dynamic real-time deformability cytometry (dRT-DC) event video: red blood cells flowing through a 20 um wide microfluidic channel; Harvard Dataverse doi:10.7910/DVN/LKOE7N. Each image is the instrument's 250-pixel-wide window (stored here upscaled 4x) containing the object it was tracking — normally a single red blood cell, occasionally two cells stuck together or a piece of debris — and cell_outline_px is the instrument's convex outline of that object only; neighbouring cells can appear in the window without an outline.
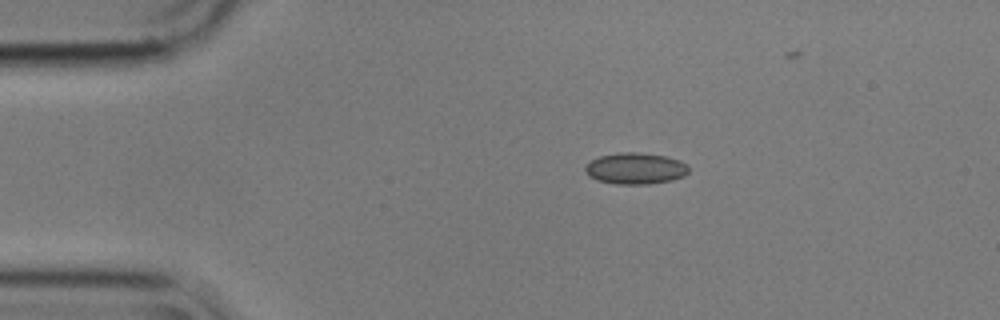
{"species": "common noctule bat (a hibernating species)", "species_latin": "Nyctalus noctula", "temperature_condition": "cold", "stored_images_in_passage": 39, "camera_frame_rate_fps": 3000, "um_per_image_px": 0.085, "animal": {"sex": "male", "body_mass_g": 17.9}, "frame": {"image": 1, "passage_image": 1, "time_ms": 0.0, "image_size_px": [1000, 320], "cell_outline_px": [[688, 172], [684, 176], [672, 180], [648, 184], [616, 184], [596, 180], [588, 176], [584, 168], [592, 160], [600, 156], [620, 152], [636, 152], [664, 156], [680, 160], [688, 168]], "centroid_in_image_um": [53.99, 14.33], "position_along_channel_um": 31.0, "area_um2": 18.79}}
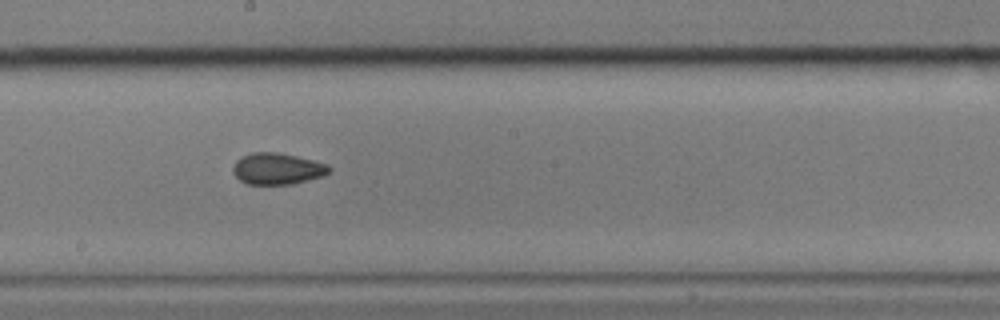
{"frame": {"image": 2, "passage_image": 21, "time_ms": 6.667, "image_size_px": [1000, 320], "cell_outline_px": [[332, 168], [328, 172], [320, 176], [292, 184], [248, 184], [240, 180], [232, 172], [232, 168], [236, 160], [240, 156], [252, 152], [276, 152], [296, 156], [328, 164]], "centroid_in_image_um": [23.52, 14.33], "position_along_channel_um": 224.7, "area_um2": 17.51}}
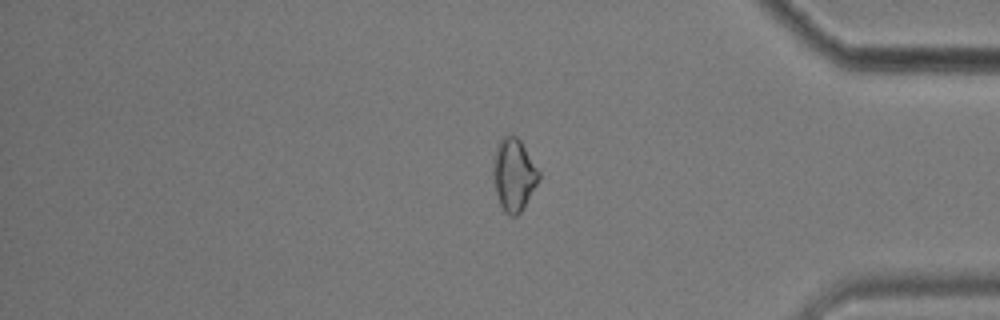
{"frame": {"image": 3, "passage_image": 37, "time_ms": 12.0, "image_size_px": [1000, 320], "cell_outline_px": [[540, 176], [536, 184], [520, 212], [516, 216], [508, 216], [504, 212], [500, 204], [496, 192], [492, 172], [492, 164], [496, 144], [504, 136], [516, 136], [520, 140], [540, 172]], "centroid_in_image_um": [43.64, 14.84], "position_along_channel_um": 391.6, "area_um2": 19.07}}